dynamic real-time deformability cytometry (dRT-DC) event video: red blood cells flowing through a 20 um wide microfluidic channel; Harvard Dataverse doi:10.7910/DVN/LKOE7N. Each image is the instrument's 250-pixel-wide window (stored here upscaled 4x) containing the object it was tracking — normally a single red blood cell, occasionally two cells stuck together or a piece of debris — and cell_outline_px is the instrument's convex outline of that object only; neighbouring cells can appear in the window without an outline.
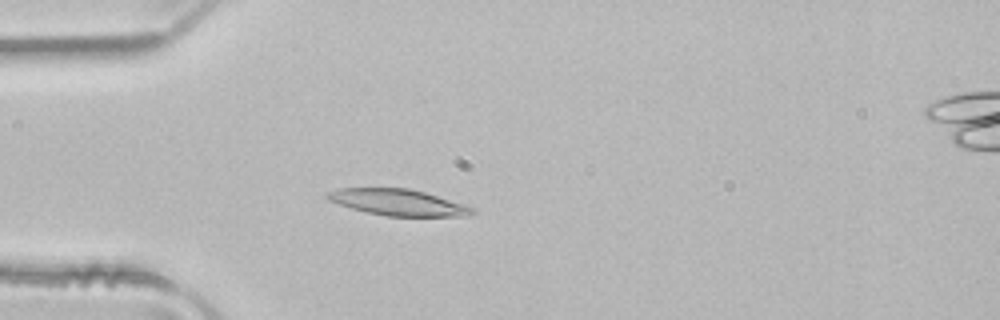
{"species": "common noctule bat (a hibernating species)", "species_latin": "Nyctalus noctula", "temperature_condition": "room temperature", "stored_images_in_passage": 50, "camera_frame_rate_fps": 3000, "um_per_image_px": 0.085, "animal": {"sex": "male", "body_mass_g": 21.5, "forearm_length_mm": 52.0}, "frame": {"image": 1, "passage_image": 13, "time_ms": 4.0, "image_size_px": [1000, 320], "cell_outline_px": [[476, 212], [468, 216], [384, 216], [352, 208], [328, 200], [324, 196], [328, 192], [340, 188], [408, 188], [424, 192], [472, 208]], "centroid_in_image_um": [33.78, 17.2], "position_along_channel_um": 51.2, "area_um2": 21.73}}
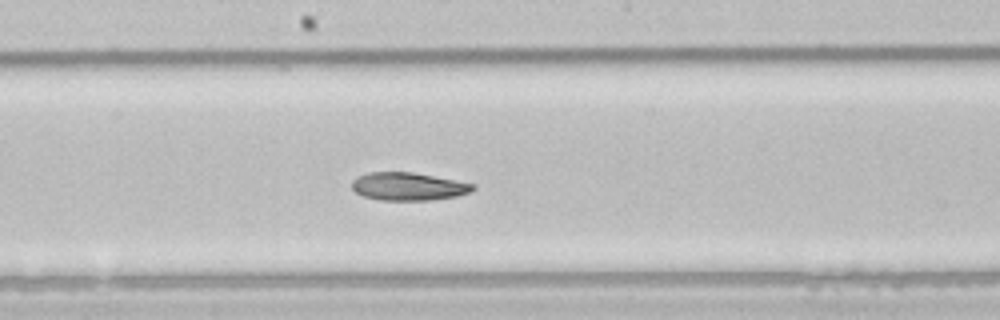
{"frame": {"image": 2, "passage_image": 26, "time_ms": 8.333, "image_size_px": [1000, 320], "cell_outline_px": [[476, 188], [468, 192], [456, 196], [432, 200], [380, 200], [364, 196], [356, 192], [352, 188], [352, 180], [356, 176], [368, 172], [412, 172], [456, 180], [476, 184]], "centroid_in_image_um": [34.69, 15.84], "position_along_channel_um": 213.5, "area_um2": 19.71}}
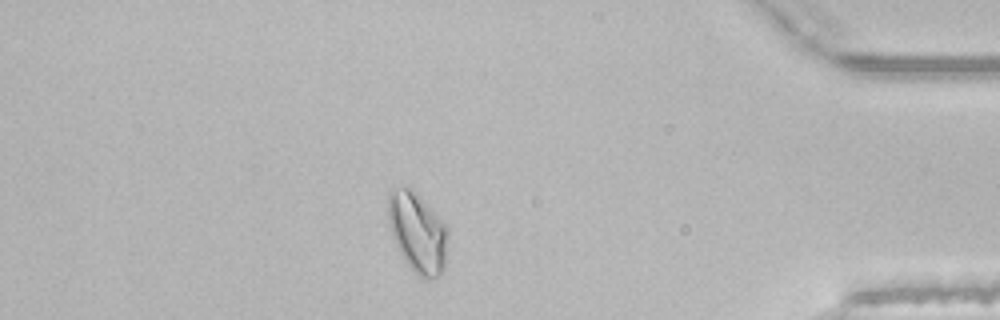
{"frame": {"image": 3, "passage_image": 43, "time_ms": 14.0, "image_size_px": [1000, 320], "cell_outline_px": [[448, 236], [444, 268], [436, 276], [428, 280], [424, 280], [408, 264], [400, 252], [392, 236], [388, 220], [388, 192], [392, 188], [412, 188], [448, 228]], "centroid_in_image_um": [35.48, 19.75], "position_along_channel_um": 399.7, "area_um2": 27.46}, "authors_computed_cell_mechanics": {"area_um2": 21.7906, "velocity_mm_per_s": 3.983, "shape_relaxation_time_tau1_ms": 9.6687, "shape_relaxation_time_tau2_ms": 5.8195, "deformation_change_tau1": 0.2302, "deformation_change_tau2": 0.1232}}